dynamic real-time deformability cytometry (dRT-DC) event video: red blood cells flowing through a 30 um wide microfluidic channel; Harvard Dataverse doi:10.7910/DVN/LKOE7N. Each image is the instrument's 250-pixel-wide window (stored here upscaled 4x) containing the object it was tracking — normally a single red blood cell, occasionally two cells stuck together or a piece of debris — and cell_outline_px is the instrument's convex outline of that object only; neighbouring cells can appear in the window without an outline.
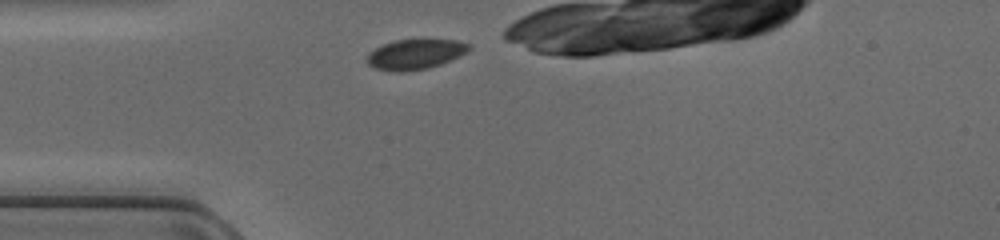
{"species": "common noctule bat (a hibernating species)", "species_latin": "Nyctalus noctula", "temperature_condition": "cold", "stored_images_in_passage": 26, "camera_frame_rate_fps": 3000, "um_per_image_px": 0.085, "animal": {"sex": "female", "body_mass_g": 17.0, "forearm_length_mm": 48.0}, "frame": {"image": 1, "passage_image": 1, "time_ms": 0.0, "image_size_px": [1000, 240], "cell_outline_px": [[468, 52], [460, 56], [440, 64], [428, 68], [404, 72], [392, 72], [376, 68], [368, 64], [364, 60], [368, 52], [384, 44], [396, 40], [452, 40], [468, 44]], "centroid_in_image_um": [35.22, 4.63], "position_along_channel_um": 49.8, "area_um2": 17.74}}
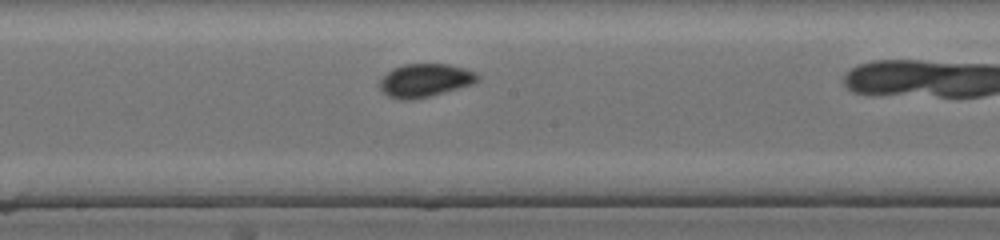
{"frame": {"image": 2, "passage_image": 13, "time_ms": 4.0, "image_size_px": [1000, 240], "cell_outline_px": [[480, 80], [472, 84], [428, 96], [412, 100], [400, 100], [388, 96], [380, 88], [380, 80], [392, 68], [404, 64], [448, 64], [464, 68], [476, 72], [480, 76]], "centroid_in_image_um": [36.13, 6.82], "position_along_channel_um": 212.1, "area_um2": 18.84}}
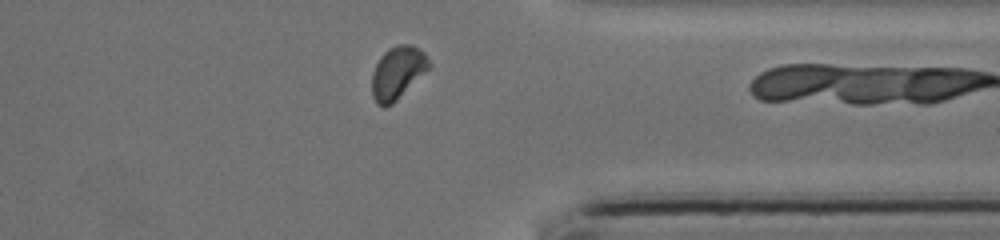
{"frame": {"image": 3, "passage_image": 25, "time_ms": 8.0, "image_size_px": [1000, 240], "cell_outline_px": [[432, 64], [392, 104], [384, 108], [376, 104], [372, 96], [372, 72], [380, 56], [388, 48], [396, 44], [412, 44], [420, 48], [424, 52]], "centroid_in_image_um": [33.77, 6.15], "position_along_channel_um": 377.6, "area_um2": 17.51}}